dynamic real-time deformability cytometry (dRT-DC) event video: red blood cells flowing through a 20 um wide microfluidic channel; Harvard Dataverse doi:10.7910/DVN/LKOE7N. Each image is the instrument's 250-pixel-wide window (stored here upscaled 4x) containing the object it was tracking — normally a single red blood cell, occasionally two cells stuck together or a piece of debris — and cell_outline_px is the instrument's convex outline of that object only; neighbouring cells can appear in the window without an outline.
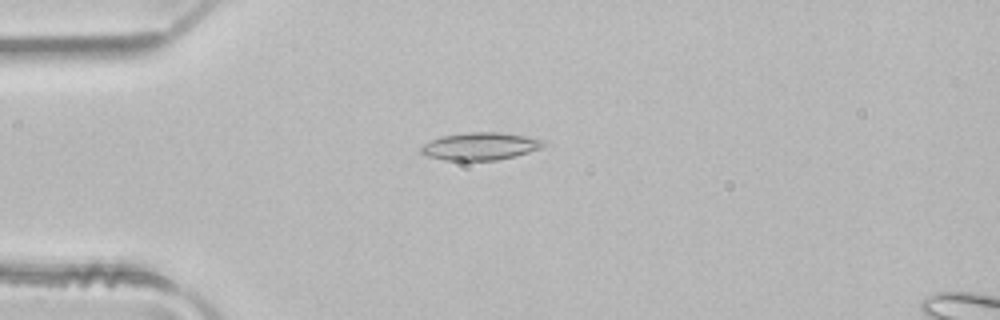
{"species": "common noctule bat (a hibernating species)", "species_latin": "Nyctalus noctula", "temperature_condition": "room temperature", "stored_images_in_passage": 5, "camera_frame_rate_fps": 3000, "um_per_image_px": 0.085, "animal": {"sex": "male", "body_mass_g": 21.5, "forearm_length_mm": 52.0}, "frame": {"image": 1, "passage_image": 4, "time_ms": 1.0, "image_size_px": [1000, 320], "cell_outline_px": [[544, 144], [540, 148], [516, 156], [496, 160], [444, 160], [428, 156], [420, 152], [420, 148], [424, 144], [432, 140], [444, 136], [468, 132], [500, 132], [524, 136], [544, 140]], "centroid_in_image_um": [40.81, 12.43], "position_along_channel_um": 44.2, "area_um2": 19.36}}